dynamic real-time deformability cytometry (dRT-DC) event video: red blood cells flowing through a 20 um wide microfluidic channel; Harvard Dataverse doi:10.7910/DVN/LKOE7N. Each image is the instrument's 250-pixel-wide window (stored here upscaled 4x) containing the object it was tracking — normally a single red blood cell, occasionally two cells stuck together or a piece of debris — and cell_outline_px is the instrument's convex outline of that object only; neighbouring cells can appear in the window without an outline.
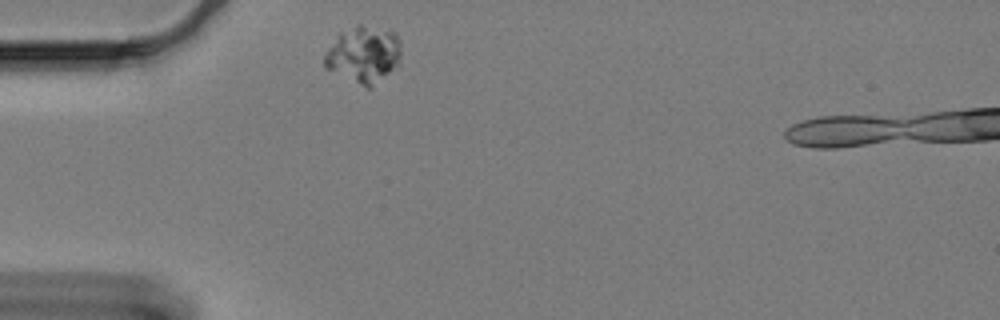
{"species": "Egyptian fruit bat (a non-hibernating species)", "species_latin": "Rousettus aegyptiacus", "temperature_condition": "cold", "stored_images_in_passage": 43, "camera_frame_rate_fps": 3000, "um_per_image_px": 0.085, "animal": {"sex": "female"}, "frame": {"image": 1, "passage_image": 1, "time_ms": 0.0, "image_size_px": [1000, 320], "cell_outline_px": [[400, 64], [372, 88], [368, 88], [324, 68], [324, 56], [328, 48], [336, 36], [340, 32], [356, 24], [360, 24], [396, 32], [400, 40]], "centroid_in_image_um": [30.92, 4.63], "position_along_channel_um": 54.1, "area_um2": 25.55}}
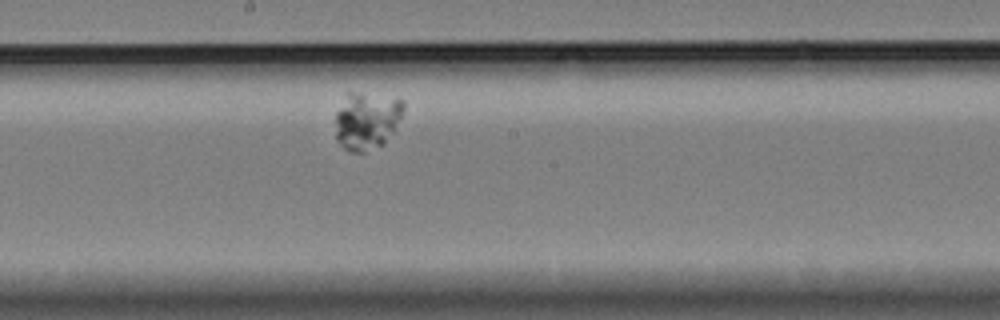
{"frame": {"image": 2, "passage_image": 19, "time_ms": 6.0, "image_size_px": [1000, 320], "cell_outline_px": [[404, 108], [392, 132], [384, 144], [364, 152], [348, 152], [336, 140], [336, 112], [344, 92], [360, 92], [404, 100]], "centroid_in_image_um": [31.12, 10.24], "position_along_channel_um": 217.1, "area_um2": 22.95}}
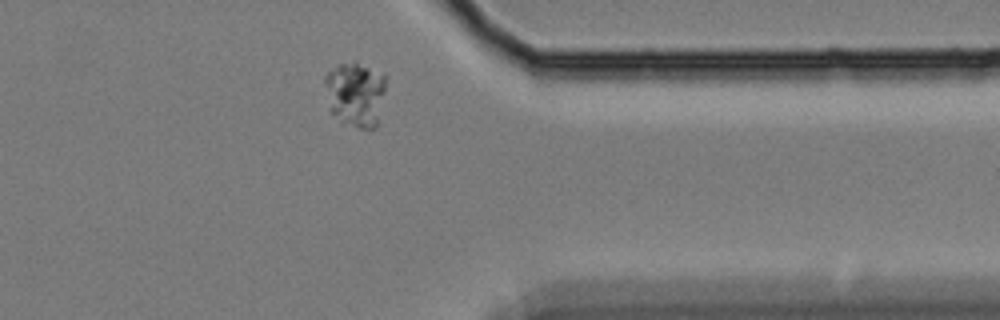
{"frame": {"image": 3, "passage_image": 36, "time_ms": 11.667, "image_size_px": [1000, 320], "cell_outline_px": [[388, 76], [376, 128], [360, 128], [344, 124], [332, 112], [324, 84], [324, 76], [332, 68], [340, 64], [352, 60], [356, 60]], "centroid_in_image_um": [30.24, 7.95], "position_along_channel_um": 381.2, "area_um2": 23.29}}